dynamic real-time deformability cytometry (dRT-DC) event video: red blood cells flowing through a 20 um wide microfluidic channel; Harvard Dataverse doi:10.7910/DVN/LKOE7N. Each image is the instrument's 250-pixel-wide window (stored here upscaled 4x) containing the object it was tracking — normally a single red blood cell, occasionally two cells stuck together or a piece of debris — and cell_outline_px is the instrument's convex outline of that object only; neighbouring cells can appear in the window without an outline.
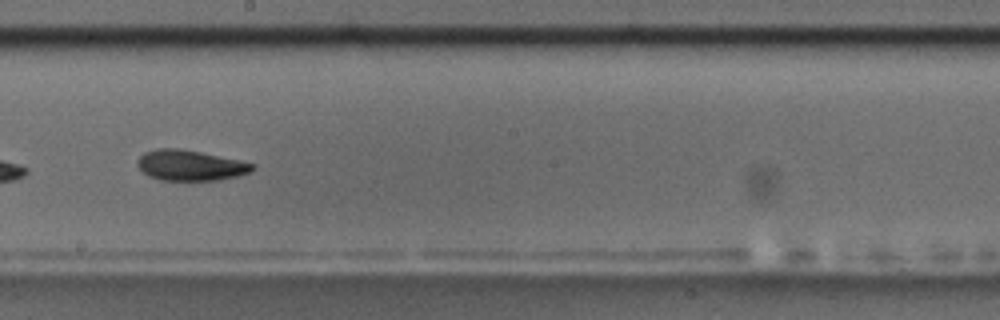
{"species": "common noctule bat (a hibernating species)", "species_latin": "Nyctalus noctula", "temperature_condition": "room temperature", "stored_images_in_passage": 12, "camera_frame_rate_fps": 3000, "um_per_image_px": 0.085, "animal": {"sex": "male", "body_mass_g": 17.5, "forearm_length_mm": 52.3}, "frame": {"image": 1, "passage_image": 9, "time_ms": 9.667, "image_size_px": [1000, 320], "cell_outline_px": [[256, 168], [248, 172], [236, 176], [216, 180], [160, 180], [148, 176], [136, 164], [136, 160], [144, 152], [156, 148], [180, 148], [240, 160], [256, 164]], "centroid_in_image_um": [16.15, 14.04], "position_along_channel_um": 232.1, "area_um2": 20.46}}
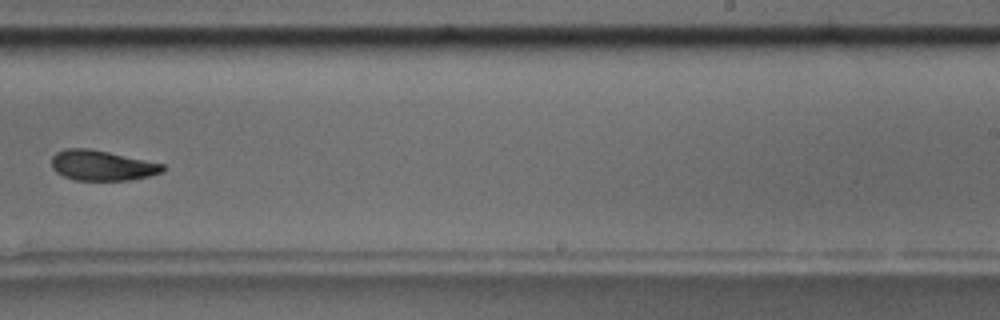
{"frame": {"image": 2, "passage_image": 10, "time_ms": 11.0, "image_size_px": [1000, 320], "cell_outline_px": [[164, 168], [160, 172], [148, 176], [132, 180], [76, 180], [64, 176], [56, 172], [52, 168], [52, 156], [56, 152], [68, 148], [88, 148], [108, 152], [164, 164]], "centroid_in_image_um": [8.63, 14.06], "position_along_channel_um": 280.4, "area_um2": 19.36}}